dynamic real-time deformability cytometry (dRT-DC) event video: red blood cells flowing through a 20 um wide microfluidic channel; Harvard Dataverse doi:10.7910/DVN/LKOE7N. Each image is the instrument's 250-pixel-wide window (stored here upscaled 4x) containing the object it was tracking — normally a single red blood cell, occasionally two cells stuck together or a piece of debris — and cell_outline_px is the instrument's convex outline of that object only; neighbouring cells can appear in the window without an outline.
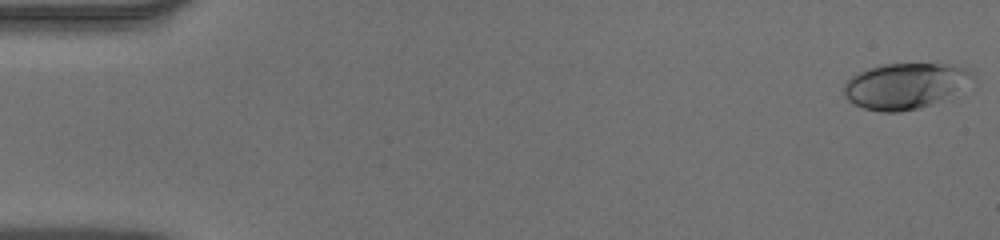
{"species": "human", "species_latin": "Homo sapiens", "temperature_condition": "warm", "stored_images_in_passage": 52, "camera_frame_rate_fps": 3000, "um_per_image_px": 0.085, "donor": {"sex": "male"}, "frame": {"image": 1, "passage_image": 1, "time_ms": 0.0, "image_size_px": [1000, 240], "cell_outline_px": [[976, 76], [932, 104], [920, 108], [900, 112], [880, 112], [864, 108], [848, 100], [844, 96], [844, 84], [852, 76], [868, 68], [884, 64], [948, 64], [964, 68], [972, 72]], "centroid_in_image_um": [76.84, 7.3], "position_along_channel_um": 8.2, "area_um2": 33.47}}
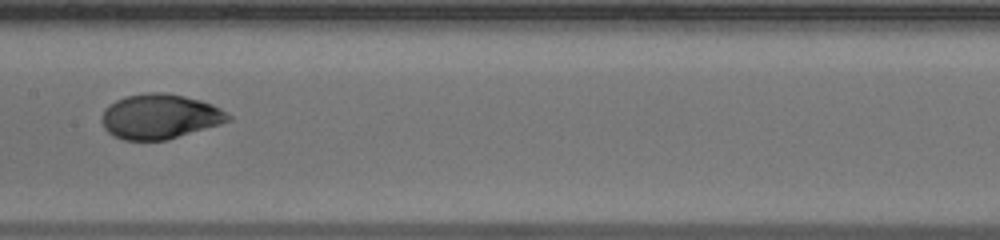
{"frame": {"image": 2, "passage_image": 27, "time_ms": 8.667, "image_size_px": [1000, 240], "cell_outline_px": [[232, 120], [220, 124], [164, 140], [124, 140], [112, 136], [104, 128], [100, 120], [104, 108], [108, 104], [124, 96], [144, 92], [164, 92], [184, 96], [200, 100], [212, 104], [220, 108], [232, 116]], "centroid_in_image_um": [13.54, 9.89], "position_along_channel_um": 193.9, "area_um2": 33.23}}
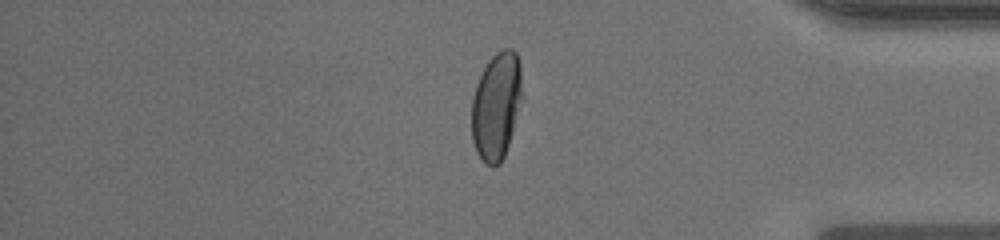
{"frame": {"image": 3, "passage_image": 44, "time_ms": 14.333, "image_size_px": [1000, 240], "cell_outline_px": [[520, 100], [512, 132], [504, 156], [500, 164], [492, 168], [484, 164], [476, 152], [472, 140], [472, 96], [476, 84], [488, 60], [496, 52], [504, 48], [512, 48], [516, 52], [520, 64]], "centroid_in_image_um": [42.15, 9.02], "position_along_channel_um": 393.0, "area_um2": 31.33}, "authors_computed_cell_mechanics": {"area_um2": 32.8015, "velocity_mm_per_s": 3.9283, "shape_relaxation_time_tau1_ms": 6.6868, "shape_relaxation_time_tau2_ms": null, "deformation_change_tau1": 0.2363, "deformation_change_tau2": null}}